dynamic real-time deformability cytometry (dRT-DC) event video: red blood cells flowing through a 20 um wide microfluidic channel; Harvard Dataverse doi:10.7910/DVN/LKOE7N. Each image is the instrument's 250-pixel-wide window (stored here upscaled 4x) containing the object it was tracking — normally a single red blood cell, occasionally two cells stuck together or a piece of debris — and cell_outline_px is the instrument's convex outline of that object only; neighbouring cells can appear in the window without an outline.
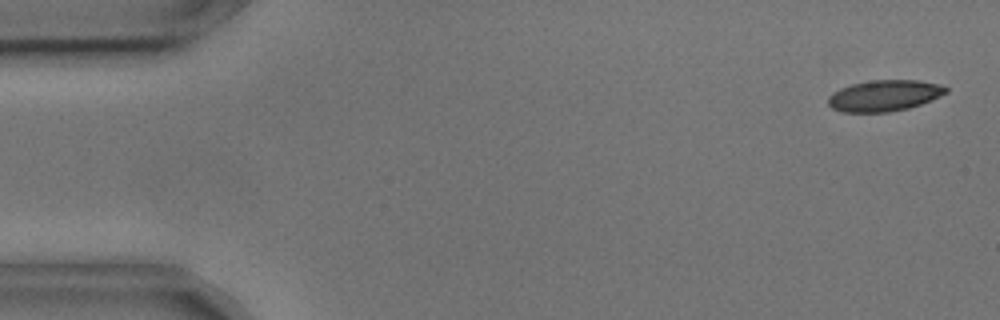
{"species": "common noctule bat (a hibernating species)", "species_latin": "Nyctalus noctula", "temperature_condition": "cold", "stored_images_in_passage": 52, "camera_frame_rate_fps": 3000, "um_per_image_px": 0.085, "animal": {"sex": "male", "body_mass_g": 17.9, "forearm_length_mm": 54.2}, "frame": {"image": 1, "passage_image": 2, "time_ms": 0.333, "image_size_px": [1000, 320], "cell_outline_px": [[948, 92], [932, 100], [908, 108], [888, 112], [844, 112], [832, 108], [828, 104], [828, 96], [832, 92], [840, 88], [852, 84], [872, 80], [920, 80], [940, 84], [948, 88]], "centroid_in_image_um": [75.17, 8.12], "position_along_channel_um": 9.8, "area_um2": 21.44}}
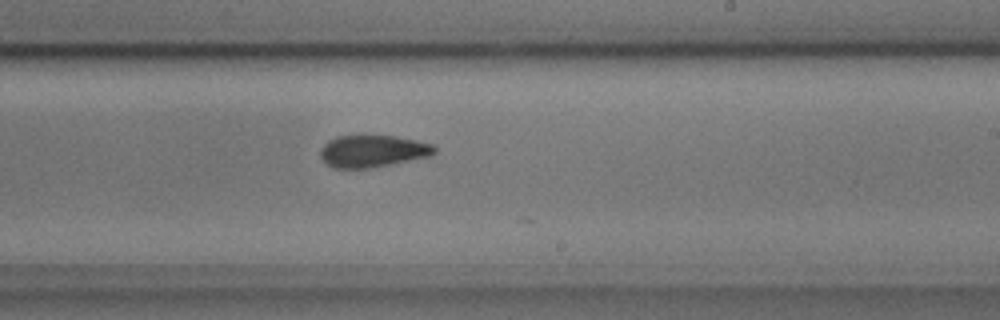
{"frame": {"image": 2, "passage_image": 32, "time_ms": 10.333, "image_size_px": [1000, 320], "cell_outline_px": [[436, 152], [432, 156], [372, 168], [332, 168], [320, 156], [320, 148], [328, 140], [336, 136], [360, 132], [364, 132], [396, 136], [416, 140], [432, 144], [436, 148]], "centroid_in_image_um": [31.66, 12.79], "position_along_channel_um": 257.3, "area_um2": 22.37}}
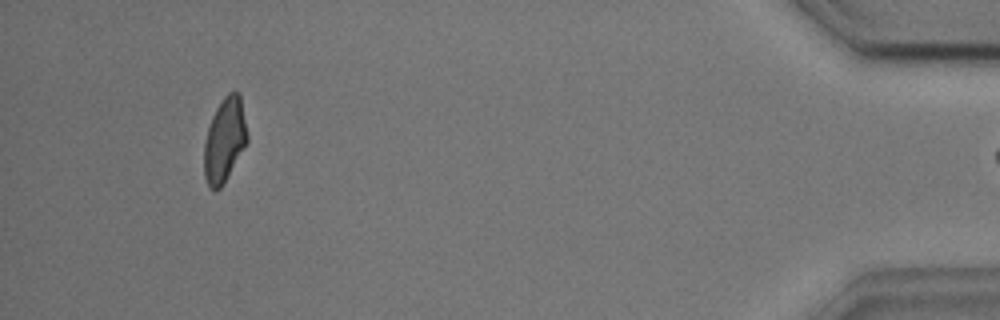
{"frame": {"image": 3, "passage_image": 51, "time_ms": 16.667, "image_size_px": [1000, 320], "cell_outline_px": [[248, 140], [220, 188], [208, 188], [204, 176], [204, 144], [208, 128], [212, 116], [216, 108], [224, 96], [228, 92], [240, 92], [248, 136]], "centroid_in_image_um": [19.08, 11.86], "position_along_channel_um": 416.1, "area_um2": 20.87}}